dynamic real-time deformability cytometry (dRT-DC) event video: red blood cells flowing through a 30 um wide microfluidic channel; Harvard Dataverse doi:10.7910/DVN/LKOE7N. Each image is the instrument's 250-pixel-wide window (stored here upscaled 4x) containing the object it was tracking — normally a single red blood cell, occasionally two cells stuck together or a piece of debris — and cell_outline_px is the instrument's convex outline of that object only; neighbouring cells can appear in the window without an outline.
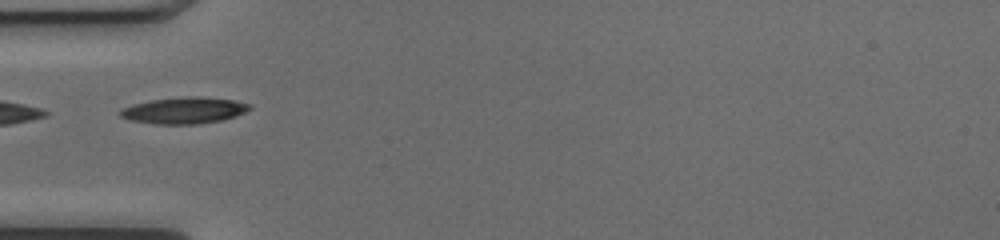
{"species": "common noctule bat (a hibernating species)", "species_latin": "Nyctalus noctula", "temperature_condition": "cold", "stored_images_in_passage": 22, "camera_frame_rate_fps": 3000, "um_per_image_px": 0.085, "animal": {"sex": "female", "body_mass_g": 17.0, "forearm_length_mm": 48.0}, "frame": {"image": 1, "passage_image": 1, "time_ms": 0.0, "image_size_px": [1000, 240], "cell_outline_px": [[252, 108], [236, 116], [220, 120], [196, 124], [156, 124], [128, 120], [120, 116], [120, 108], [132, 104], [152, 100], [188, 96], [196, 96], [232, 100], [252, 104]], "centroid_in_image_um": [15.62, 9.38], "position_along_channel_um": 69.4, "area_um2": 19.88}}
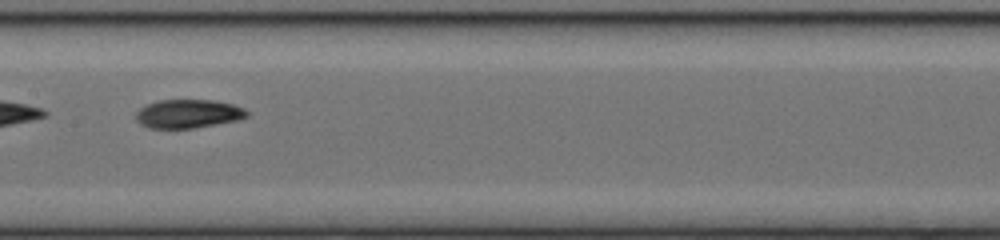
{"frame": {"image": 2, "passage_image": 10, "time_ms": 3.0, "image_size_px": [1000, 240], "cell_outline_px": [[248, 116], [236, 120], [196, 128], [148, 128], [140, 124], [136, 120], [136, 112], [140, 108], [148, 104], [160, 100], [216, 100], [232, 104], [244, 108], [248, 112]], "centroid_in_image_um": [15.99, 9.67], "position_along_channel_um": 191.4, "area_um2": 18.5}}
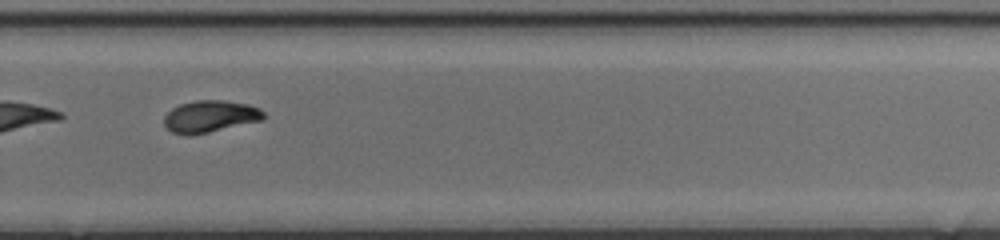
{"frame": {"image": 3, "passage_image": 19, "time_ms": 6.0, "image_size_px": [1000, 240], "cell_outline_px": [[264, 120], [208, 132], [172, 132], [164, 124], [164, 116], [172, 108], [180, 104], [196, 100], [224, 100], [248, 104], [260, 108], [264, 112]], "centroid_in_image_um": [17.92, 9.85], "position_along_channel_um": 311.9, "area_um2": 18.03}}